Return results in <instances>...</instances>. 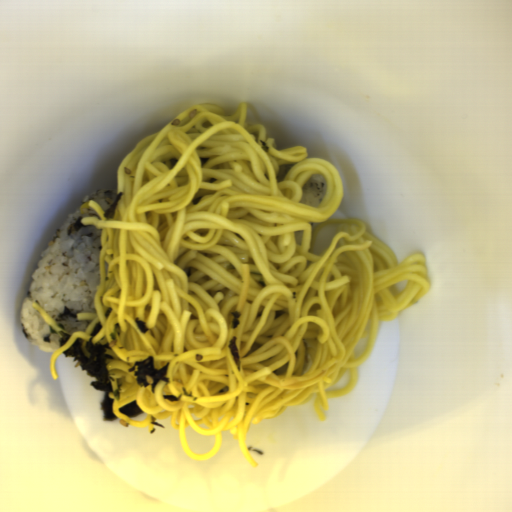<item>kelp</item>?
<instances>
[{"mask_svg": "<svg viewBox=\"0 0 512 512\" xmlns=\"http://www.w3.org/2000/svg\"><path fill=\"white\" fill-rule=\"evenodd\" d=\"M103 328L101 322H96L89 340L77 338L72 344L63 351V355L72 358L74 367H80L90 377H95V381L90 382L93 389L104 393V400L101 403L103 422L117 420V415L113 411V404L121 400L123 382L120 378L110 376L108 370L109 362L115 360L107 353L111 349L109 342L93 344L92 339Z\"/></svg>", "mask_w": 512, "mask_h": 512, "instance_id": "kelp-1", "label": "kelp"}, {"mask_svg": "<svg viewBox=\"0 0 512 512\" xmlns=\"http://www.w3.org/2000/svg\"><path fill=\"white\" fill-rule=\"evenodd\" d=\"M169 361L162 366L160 369H156L154 366V359L152 355L147 356L142 361H136L132 364L128 373H132L135 377V381L138 387L147 388L149 387L150 393L156 394L157 386L159 383H170V378L167 377L169 371Z\"/></svg>", "mask_w": 512, "mask_h": 512, "instance_id": "kelp-2", "label": "kelp"}, {"mask_svg": "<svg viewBox=\"0 0 512 512\" xmlns=\"http://www.w3.org/2000/svg\"><path fill=\"white\" fill-rule=\"evenodd\" d=\"M118 412H120L123 415H126L130 419H138L144 414L142 409L137 404L136 400L127 403L126 405L118 409Z\"/></svg>", "mask_w": 512, "mask_h": 512, "instance_id": "kelp-3", "label": "kelp"}, {"mask_svg": "<svg viewBox=\"0 0 512 512\" xmlns=\"http://www.w3.org/2000/svg\"><path fill=\"white\" fill-rule=\"evenodd\" d=\"M227 346L233 356L236 370L241 371L242 359L238 348V336L235 335L234 337H232Z\"/></svg>", "mask_w": 512, "mask_h": 512, "instance_id": "kelp-4", "label": "kelp"}, {"mask_svg": "<svg viewBox=\"0 0 512 512\" xmlns=\"http://www.w3.org/2000/svg\"><path fill=\"white\" fill-rule=\"evenodd\" d=\"M124 195V192H119L114 200L111 202V204L106 208V210L103 213V218L107 221L109 219H113L116 214V209L119 204V202L122 200Z\"/></svg>", "mask_w": 512, "mask_h": 512, "instance_id": "kelp-5", "label": "kelp"}, {"mask_svg": "<svg viewBox=\"0 0 512 512\" xmlns=\"http://www.w3.org/2000/svg\"><path fill=\"white\" fill-rule=\"evenodd\" d=\"M162 398H163V400H166L171 403L179 401L181 398H190L194 402L198 400L192 391H187L186 386L183 387L181 393L178 396L169 394V395H162Z\"/></svg>", "mask_w": 512, "mask_h": 512, "instance_id": "kelp-6", "label": "kelp"}, {"mask_svg": "<svg viewBox=\"0 0 512 512\" xmlns=\"http://www.w3.org/2000/svg\"><path fill=\"white\" fill-rule=\"evenodd\" d=\"M72 334H67L64 330L59 331V348L66 346L67 342L71 339Z\"/></svg>", "mask_w": 512, "mask_h": 512, "instance_id": "kelp-7", "label": "kelp"}, {"mask_svg": "<svg viewBox=\"0 0 512 512\" xmlns=\"http://www.w3.org/2000/svg\"><path fill=\"white\" fill-rule=\"evenodd\" d=\"M230 313L232 315L231 329L232 330L238 329V327L240 326L241 313L239 311H236V310L235 311H231Z\"/></svg>", "mask_w": 512, "mask_h": 512, "instance_id": "kelp-8", "label": "kelp"}, {"mask_svg": "<svg viewBox=\"0 0 512 512\" xmlns=\"http://www.w3.org/2000/svg\"><path fill=\"white\" fill-rule=\"evenodd\" d=\"M150 425H152V429L149 430V434H151V435H153L156 432L157 428L166 429L165 426L163 424H161L160 422H157V418H155L152 415L150 417Z\"/></svg>", "mask_w": 512, "mask_h": 512, "instance_id": "kelp-9", "label": "kelp"}, {"mask_svg": "<svg viewBox=\"0 0 512 512\" xmlns=\"http://www.w3.org/2000/svg\"><path fill=\"white\" fill-rule=\"evenodd\" d=\"M134 321L137 324V326H138L139 330L141 331V333L147 334L149 329H148V327L146 325V321L145 320H141L138 316L134 317Z\"/></svg>", "mask_w": 512, "mask_h": 512, "instance_id": "kelp-10", "label": "kelp"}, {"mask_svg": "<svg viewBox=\"0 0 512 512\" xmlns=\"http://www.w3.org/2000/svg\"><path fill=\"white\" fill-rule=\"evenodd\" d=\"M112 312H113V308H112V307H109V308L106 310L105 314H104V319H106V320H107V319H109V318H110V316H111V314H112Z\"/></svg>", "mask_w": 512, "mask_h": 512, "instance_id": "kelp-11", "label": "kelp"}]
</instances>
